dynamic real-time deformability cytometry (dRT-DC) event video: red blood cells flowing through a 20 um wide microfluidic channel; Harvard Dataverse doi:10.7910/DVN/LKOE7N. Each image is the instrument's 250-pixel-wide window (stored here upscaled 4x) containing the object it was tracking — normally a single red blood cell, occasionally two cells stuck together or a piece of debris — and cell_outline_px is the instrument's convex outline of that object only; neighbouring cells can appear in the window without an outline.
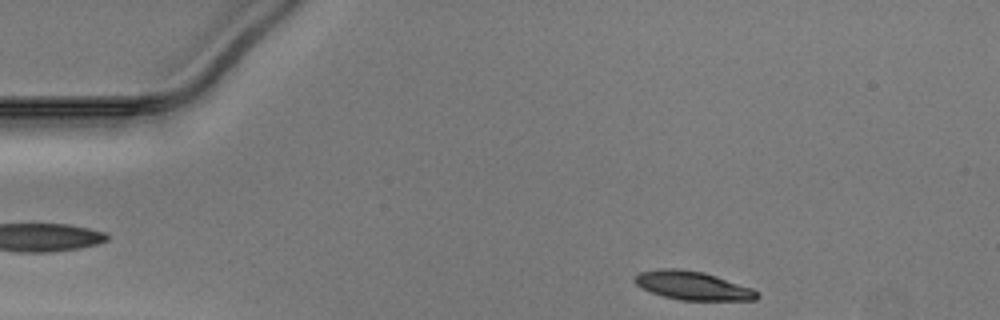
{"species": "Egyptian fruit bat (a non-hibernating species)", "species_latin": "Rousettus aegyptiacus", "temperature_condition": "warm", "stored_images_in_passage": 13, "camera_frame_rate_fps": 3000, "um_per_image_px": 0.085, "animal": {"sex": "male"}, "frame": {"image": 1, "passage_image": 2, "time_ms": 0.333, "image_size_px": [1000, 320], "cell_outline_px": [[760, 296], [756, 300], [680, 300], [664, 296], [652, 292], [636, 284], [632, 280], [640, 272], [660, 268], [680, 268], [704, 272], [752, 288]], "centroid_in_image_um": [58.87, 24.27], "position_along_channel_um": 26.1, "area_um2": 20.23}}
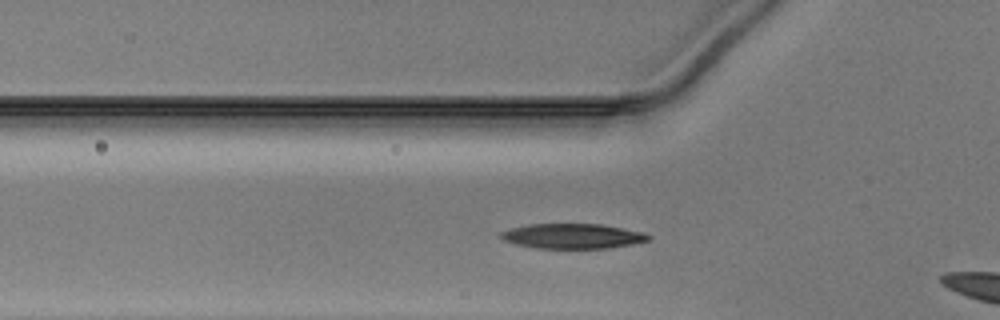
{"frame": {"image": 2, "passage_image": 11, "time_ms": 3.333, "image_size_px": [1000, 320], "cell_outline_px": [[652, 236], [648, 240], [632, 244], [608, 248], [536, 248], [516, 244], [504, 240], [500, 236], [500, 232], [512, 228], [528, 224], [604, 224], [644, 232]], "centroid_in_image_um": [48.7, 20.06], "position_along_channel_um": 77.1, "area_um2": 21.44}}